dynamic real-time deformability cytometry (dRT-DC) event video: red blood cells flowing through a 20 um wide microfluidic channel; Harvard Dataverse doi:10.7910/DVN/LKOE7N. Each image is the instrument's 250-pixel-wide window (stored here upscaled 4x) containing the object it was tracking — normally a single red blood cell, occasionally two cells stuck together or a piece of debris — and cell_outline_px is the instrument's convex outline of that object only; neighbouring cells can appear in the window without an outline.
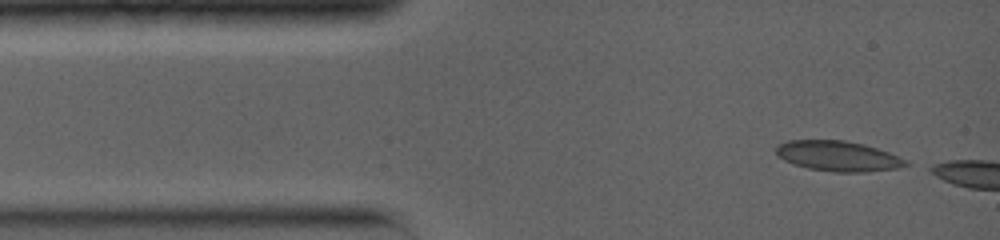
{"species": "common noctule bat (a hibernating species)", "species_latin": "Nyctalus noctula", "temperature_condition": "warm", "stored_images_in_passage": 3, "camera_frame_rate_fps": 5000, "um_per_image_px": 0.085, "animal": {"sex": "female", "body_mass_g": 19.0, "forearm_length_mm": 56.7}, "frame": {"image": 1, "passage_image": 1, "time_ms": 0.0, "image_size_px": [1000, 240], "cell_outline_px": [[912, 164], [900, 168], [864, 172], [832, 172], [808, 168], [784, 160], [776, 156], [776, 144], [788, 140], [844, 140], [864, 144], [888, 152]], "centroid_in_image_um": [71.21, 13.26], "position_along_channel_um": 13.8, "area_um2": 22.89}}